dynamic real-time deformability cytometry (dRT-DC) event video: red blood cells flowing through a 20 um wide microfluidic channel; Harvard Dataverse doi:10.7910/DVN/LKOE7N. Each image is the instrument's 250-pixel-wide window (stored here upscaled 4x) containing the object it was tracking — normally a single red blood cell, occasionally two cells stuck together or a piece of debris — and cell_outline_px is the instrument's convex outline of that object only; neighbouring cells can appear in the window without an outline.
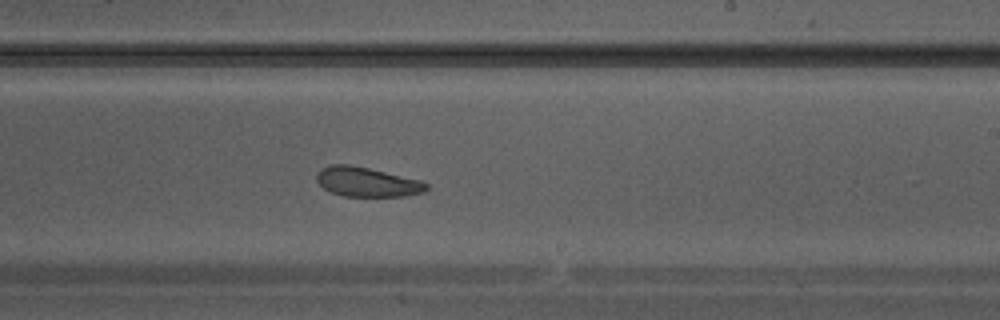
{"species": "Egyptian fruit bat (a non-hibernating species)", "species_latin": "Rousettus aegyptiacus", "temperature_condition": "warm", "stored_images_in_passage": 27, "camera_frame_rate_fps": 3000, "um_per_image_px": 0.085, "animal": {"sex": "male"}, "frame": {"image": 1, "passage_image": 12, "time_ms": 3.667, "image_size_px": [1000, 320], "cell_outline_px": [[428, 188], [424, 192], [404, 196], [340, 196], [324, 188], [316, 180], [316, 176], [320, 168], [328, 164], [348, 164], [368, 168], [420, 180], [428, 184]], "centroid_in_image_um": [31.16, 15.46], "position_along_channel_um": 257.8, "area_um2": 18.84}}